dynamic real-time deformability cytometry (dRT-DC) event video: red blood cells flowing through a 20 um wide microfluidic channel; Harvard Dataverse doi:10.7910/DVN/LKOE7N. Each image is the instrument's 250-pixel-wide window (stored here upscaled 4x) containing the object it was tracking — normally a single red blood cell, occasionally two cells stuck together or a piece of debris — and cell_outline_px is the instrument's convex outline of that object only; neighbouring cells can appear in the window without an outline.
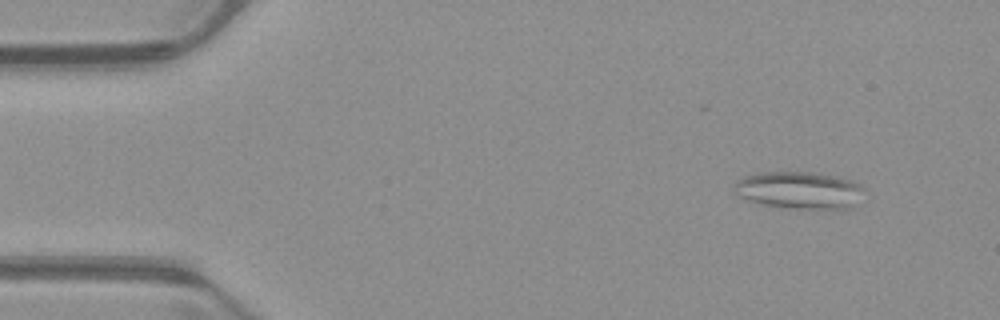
{"species": "common noctule bat (a hibernating species)", "species_latin": "Nyctalus noctula", "temperature_condition": "warm", "stored_images_in_passage": 51, "camera_frame_rate_fps": 3000, "um_per_image_px": 0.085, "animal": {"sex": "male", "body_mass_g": 23.1, "forearm_length_mm": 52.7}, "frame": {"image": 1, "passage_image": 4, "time_ms": 1.0, "image_size_px": [1000, 320], "cell_outline_px": [[864, 188], [848, 208], [788, 208], [764, 204], [748, 200], [736, 196], [732, 192], [732, 184], [736, 180], [744, 176], [756, 172], [820, 172], [852, 180], [860, 184]], "centroid_in_image_um": [67.8, 16.13], "position_along_channel_um": 17.2, "area_um2": 28.15}}
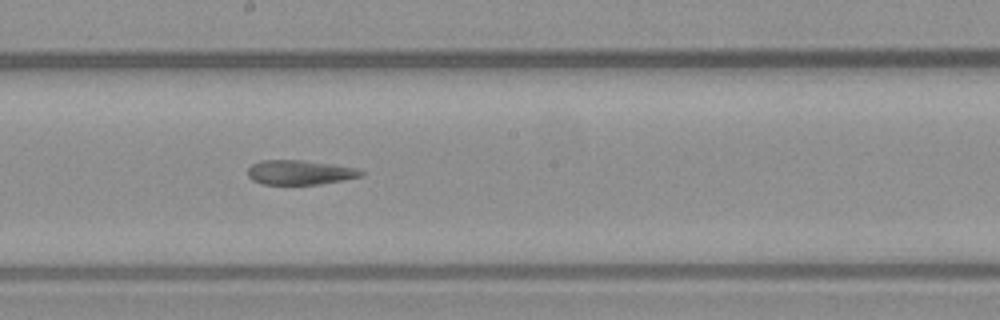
{"frame": {"image": 2, "passage_image": 27, "time_ms": 8.667, "image_size_px": [1000, 320], "cell_outline_px": [[364, 176], [344, 180], [320, 184], [260, 184], [252, 180], [248, 176], [248, 168], [252, 164], [260, 160], [304, 160], [360, 168], [364, 172]], "centroid_in_image_um": [25.52, 14.65], "position_along_channel_um": 222.7, "area_um2": 16.42}}
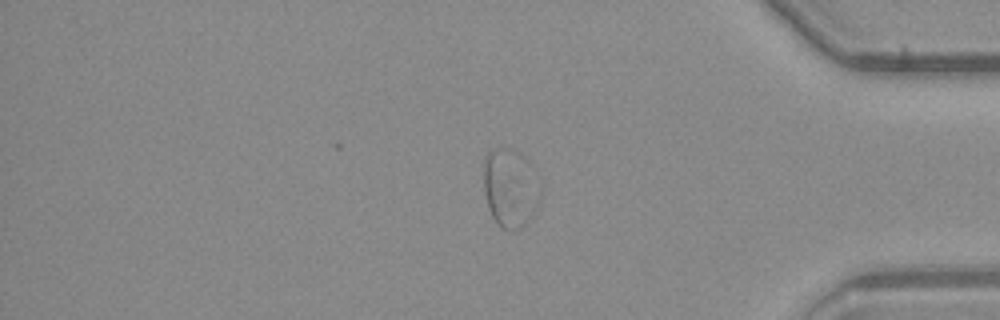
{"frame": {"image": 3, "passage_image": 42, "time_ms": 13.667, "image_size_px": [1000, 320], "cell_outline_px": [[544, 184], [540, 204], [532, 216], [520, 228], [500, 228], [496, 224], [488, 208], [484, 192], [484, 156], [492, 148], [508, 148], [520, 152], [536, 168]], "centroid_in_image_um": [43.45, 15.93], "position_along_channel_um": 391.8, "area_um2": 27.17}, "authors_computed_cell_mechanics": {"area_um2": 22.3108, "velocity_mm_per_s": 3.9415, "shape_relaxation_time_tau1_ms": null, "shape_relaxation_time_tau2_ms": 3.5443, "deformation_change_tau1": null, "deformation_change_tau2": 0.1101}}